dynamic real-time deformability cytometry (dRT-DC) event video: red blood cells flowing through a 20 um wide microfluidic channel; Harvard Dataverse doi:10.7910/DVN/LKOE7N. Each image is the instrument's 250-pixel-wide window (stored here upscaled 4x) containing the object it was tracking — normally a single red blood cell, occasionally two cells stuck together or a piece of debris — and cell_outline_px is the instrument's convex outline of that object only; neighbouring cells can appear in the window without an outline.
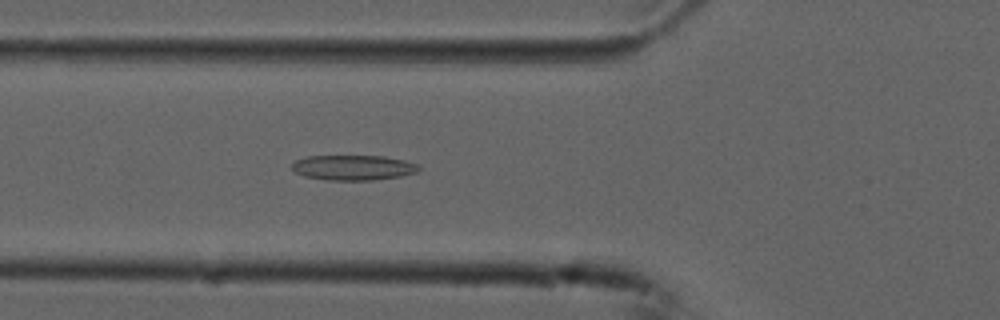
{"species": "common noctule bat (a hibernating species)", "species_latin": "Nyctalus noctula", "temperature_condition": "cold", "stored_images_in_passage": 54, "camera_frame_rate_fps": 3000, "um_per_image_px": 0.085, "animal": {"sex": "male", "forearm_length_mm": 52.5}, "frame": {"image": 1, "passage_image": 19, "time_ms": 6.0, "image_size_px": [1000, 320], "cell_outline_px": [[420, 172], [400, 176], [376, 180], [328, 180], [304, 176], [296, 172], [292, 168], [292, 164], [296, 160], [308, 156], [384, 156], [404, 160], [420, 164]], "centroid_in_image_um": [30.09, 14.25], "position_along_channel_um": 95.7, "area_um2": 18.67}}
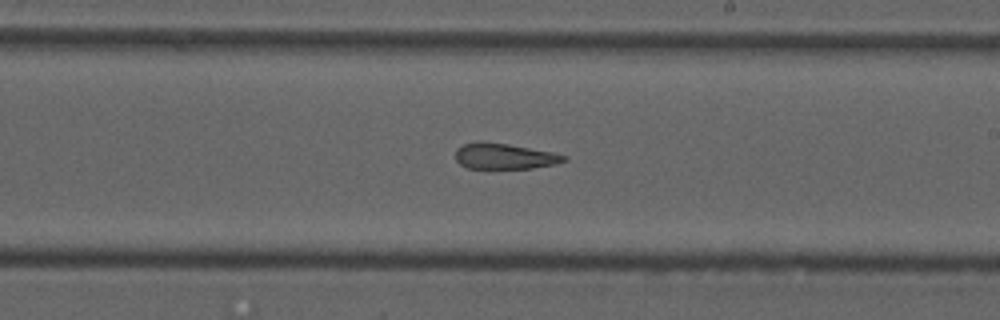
{"frame": {"image": 2, "passage_image": 31, "time_ms": 10.0, "image_size_px": [1000, 320], "cell_outline_px": [[568, 160], [556, 164], [532, 168], [468, 168], [460, 164], [456, 160], [456, 148], [464, 144], [480, 140], [484, 140], [508, 144], [552, 152], [568, 156]], "centroid_in_image_um": [42.87, 13.26], "position_along_channel_um": 246.1, "area_um2": 16.42}}
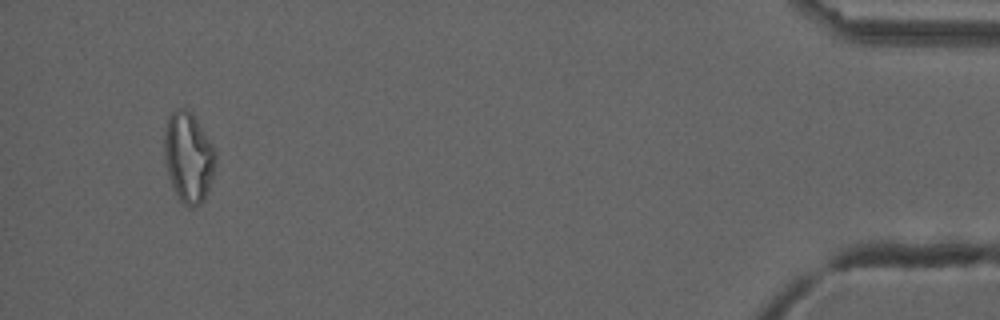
{"frame": {"image": 3, "passage_image": 51, "time_ms": 16.667, "image_size_px": [1000, 320], "cell_outline_px": [[216, 164], [204, 200], [200, 204], [192, 208], [188, 208], [176, 196], [172, 188], [164, 160], [164, 132], [168, 116], [172, 112], [180, 108], [184, 108], [192, 112], [212, 144], [216, 152]], "centroid_in_image_um": [16.0, 13.38], "position_along_channel_um": 419.2, "area_um2": 27.17}, "authors_computed_cell_mechanics": {"area_um2": 20.0566, "velocity_mm_per_s": 3.7555, "shape_relaxation_time_tau1_ms": null, "shape_relaxation_time_tau2_ms": 4.7265, "deformation_change_tau1": null, "deformation_change_tau2": 0.1613}}